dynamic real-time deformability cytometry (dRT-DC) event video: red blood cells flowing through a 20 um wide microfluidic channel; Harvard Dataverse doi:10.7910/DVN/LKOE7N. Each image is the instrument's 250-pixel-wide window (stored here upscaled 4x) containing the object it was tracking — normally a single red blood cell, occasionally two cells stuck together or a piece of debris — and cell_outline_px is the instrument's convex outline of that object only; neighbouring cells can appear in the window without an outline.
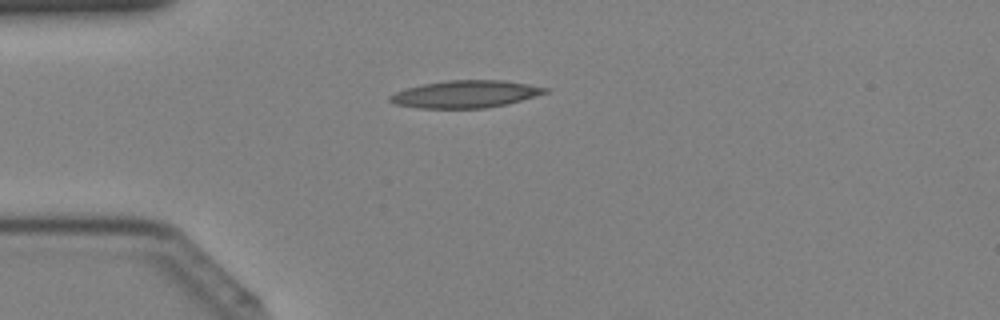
{"species": "Egyptian fruit bat (a non-hibernating species)", "species_latin": "Rousettus aegyptiacus", "temperature_condition": "cold", "stored_images_in_passage": 33, "camera_frame_rate_fps": 3000, "um_per_image_px": 0.085, "animal": {"sex": "female"}, "frame": {"image": 1, "passage_image": 3, "time_ms": 0.667, "image_size_px": [1000, 320], "cell_outline_px": [[548, 92], [508, 104], [484, 108], [420, 108], [392, 104], [388, 100], [388, 96], [396, 92], [408, 88], [424, 84], [448, 80], [504, 80], [528, 84], [548, 88]], "centroid_in_image_um": [39.55, 8.0], "position_along_channel_um": 45.5, "area_um2": 24.62}}
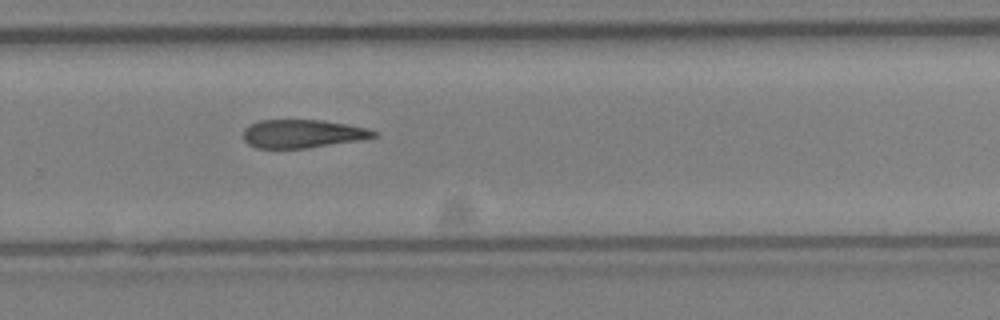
{"frame": {"image": 2, "passage_image": 20, "time_ms": 6.333, "image_size_px": [1000, 320], "cell_outline_px": [[376, 136], [360, 140], [308, 148], [256, 148], [248, 144], [244, 140], [244, 128], [260, 120], [324, 120], [368, 128], [376, 132]], "centroid_in_image_um": [25.71, 11.37], "position_along_channel_um": 304.1, "area_um2": 21.44}}
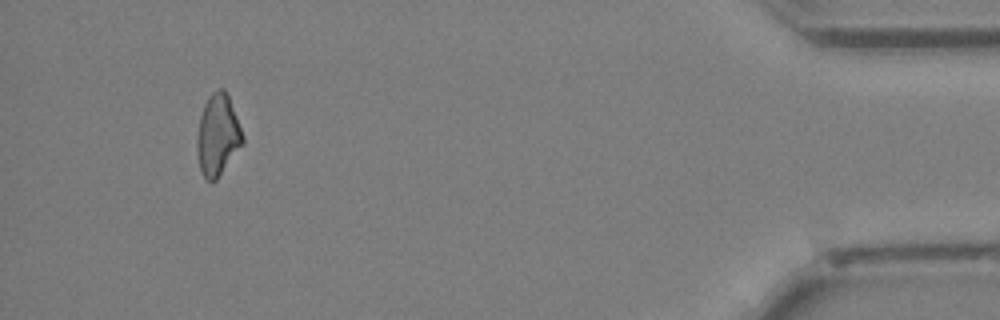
{"frame": {"image": 3, "passage_image": 31, "time_ms": 10.0, "image_size_px": [1000, 320], "cell_outline_px": [[244, 144], [216, 180], [212, 184], [204, 180], [200, 172], [196, 148], [196, 140], [200, 116], [204, 104], [208, 96], [212, 92], [220, 88], [224, 88], [228, 96], [244, 136]], "centroid_in_image_um": [18.49, 11.54], "position_along_channel_um": 416.7, "area_um2": 21.96}}